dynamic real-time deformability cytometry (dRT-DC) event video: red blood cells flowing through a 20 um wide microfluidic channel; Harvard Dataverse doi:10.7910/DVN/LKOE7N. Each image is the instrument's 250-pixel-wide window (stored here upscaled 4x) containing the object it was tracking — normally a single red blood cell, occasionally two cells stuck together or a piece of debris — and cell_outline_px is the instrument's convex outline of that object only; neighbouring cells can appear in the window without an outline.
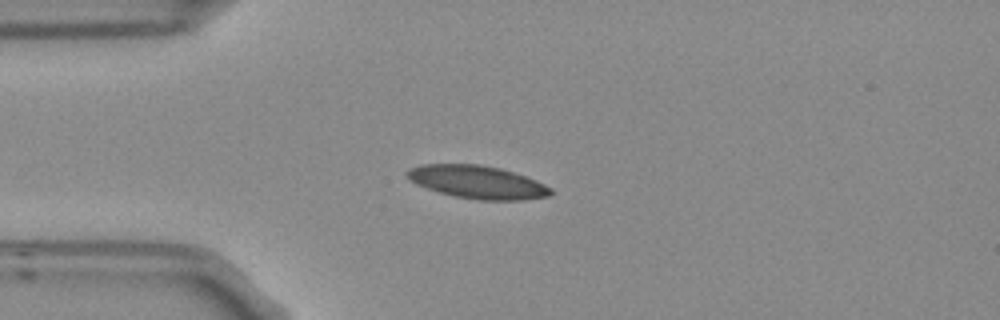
{"species": "Egyptian fruit bat (a non-hibernating species)", "species_latin": "Rousettus aegyptiacus", "temperature_condition": "room temperature", "stored_images_in_passage": 5, "camera_frame_rate_fps": 3000, "um_per_image_px": 0.085, "frame": {"image": 1, "passage_image": 2, "time_ms": 0.333, "image_size_px": [1000, 320], "cell_outline_px": [[552, 192], [548, 196], [520, 200], [476, 200], [456, 196], [440, 192], [416, 184], [404, 172], [420, 164], [480, 164], [500, 168], [536, 180], [552, 188]], "centroid_in_image_um": [40.59, 15.47], "position_along_channel_um": 44.4, "area_um2": 27.28}}